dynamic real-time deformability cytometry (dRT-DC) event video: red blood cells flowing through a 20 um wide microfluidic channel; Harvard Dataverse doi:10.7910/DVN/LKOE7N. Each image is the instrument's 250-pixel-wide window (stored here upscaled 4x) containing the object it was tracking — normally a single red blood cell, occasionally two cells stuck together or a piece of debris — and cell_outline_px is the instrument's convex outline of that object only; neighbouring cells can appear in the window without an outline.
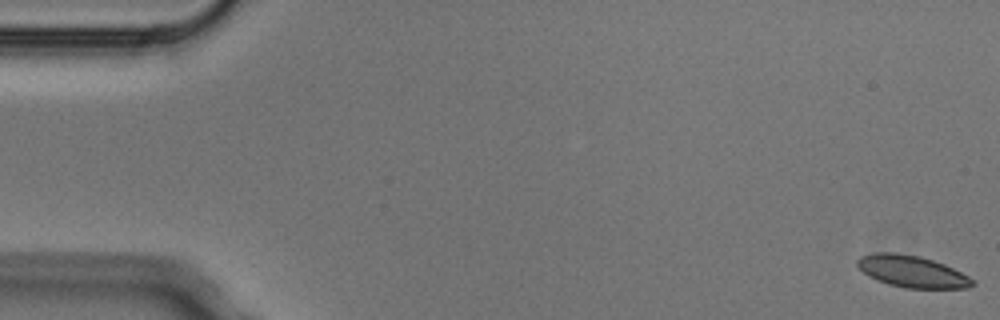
{"species": "Egyptian fruit bat (a non-hibernating species)", "species_latin": "Rousettus aegyptiacus", "temperature_condition": "cold", "stored_images_in_passage": 5, "camera_frame_rate_fps": 3000, "um_per_image_px": 0.085, "animal": {"sex": "male"}, "frame": {"image": 1, "passage_image": 1, "time_ms": 0.0, "image_size_px": [1000, 320], "cell_outline_px": [[976, 284], [968, 288], [904, 288], [888, 284], [876, 280], [868, 276], [856, 264], [856, 260], [860, 256], [876, 252], [896, 252], [920, 256], [944, 264], [976, 280]], "centroid_in_image_um": [77.51, 23.07], "position_along_channel_um": 7.5, "area_um2": 21.44}}
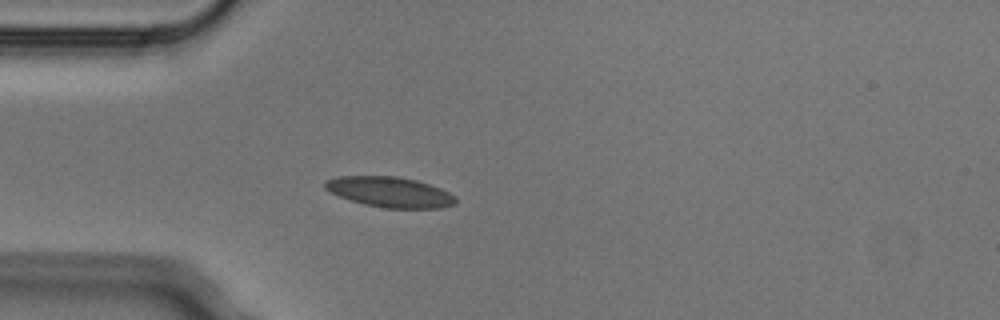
{"frame": {"image": 2, "passage_image": 5, "time_ms": 1.333, "image_size_px": [1000, 320], "cell_outline_px": [[456, 204], [440, 208], [384, 208], [364, 204], [340, 196], [324, 188], [324, 180], [340, 176], [396, 176], [416, 180], [440, 188], [456, 196]], "centroid_in_image_um": [33.15, 16.32], "position_along_channel_um": 51.8, "area_um2": 23.0}}